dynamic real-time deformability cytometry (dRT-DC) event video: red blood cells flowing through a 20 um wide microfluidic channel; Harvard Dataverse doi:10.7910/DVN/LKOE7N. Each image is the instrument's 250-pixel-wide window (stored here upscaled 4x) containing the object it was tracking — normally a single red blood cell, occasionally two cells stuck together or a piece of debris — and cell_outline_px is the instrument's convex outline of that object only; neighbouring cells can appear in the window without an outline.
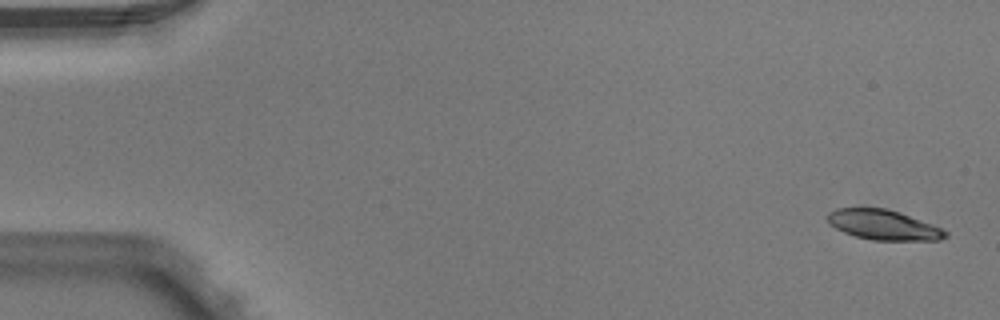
{"species": "Egyptian fruit bat (a non-hibernating species)", "species_latin": "Rousettus aegyptiacus", "temperature_condition": "warm", "stored_images_in_passage": 5, "camera_frame_rate_fps": 3000, "um_per_image_px": 0.085, "animal": {"sex": "male"}, "frame": {"image": 1, "passage_image": 1, "time_ms": 0.0, "image_size_px": [1000, 320], "cell_outline_px": [[948, 236], [940, 240], [872, 240], [856, 236], [844, 232], [828, 224], [828, 212], [836, 208], [884, 208], [932, 224], [948, 232]], "centroid_in_image_um": [75.06, 19.12], "position_along_channel_um": 9.9, "area_um2": 20.29}}
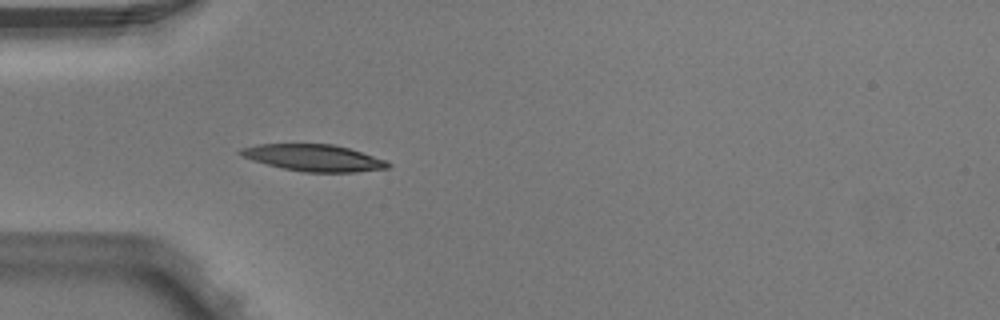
{"frame": {"image": 2, "passage_image": 5, "time_ms": 1.333, "image_size_px": [1000, 320], "cell_outline_px": [[392, 164], [388, 168], [356, 172], [304, 172], [284, 168], [252, 160], [236, 152], [240, 148], [260, 144], [332, 144], [348, 148], [384, 160]], "centroid_in_image_um": [26.65, 13.41], "position_along_channel_um": 58.4, "area_um2": 22.6}}